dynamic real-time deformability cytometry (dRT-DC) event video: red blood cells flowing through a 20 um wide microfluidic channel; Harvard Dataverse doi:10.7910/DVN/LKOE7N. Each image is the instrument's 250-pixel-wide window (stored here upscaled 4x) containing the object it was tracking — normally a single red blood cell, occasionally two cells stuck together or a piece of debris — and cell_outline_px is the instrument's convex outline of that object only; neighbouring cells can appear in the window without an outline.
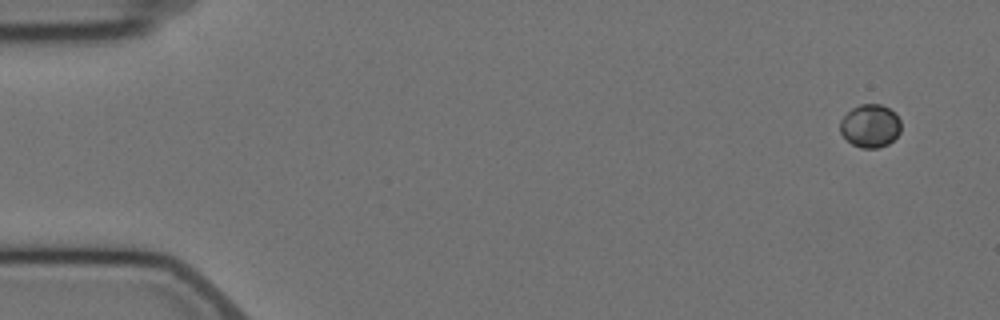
{"species": "Egyptian fruit bat (a non-hibernating species)", "species_latin": "Rousettus aegyptiacus", "temperature_condition": "cold", "stored_images_in_passage": 5, "camera_frame_rate_fps": 3000, "um_per_image_px": 0.085, "animal": {"sex": "female"}, "frame": {"image": 1, "passage_image": 1, "time_ms": 0.0, "image_size_px": [1000, 320], "cell_outline_px": [[900, 132], [888, 144], [876, 148], [860, 148], [852, 144], [840, 132], [840, 120], [852, 108], [860, 104], [880, 104], [896, 112], [900, 120]], "centroid_in_image_um": [73.97, 10.69], "position_along_channel_um": 11.0, "area_um2": 15.26}}
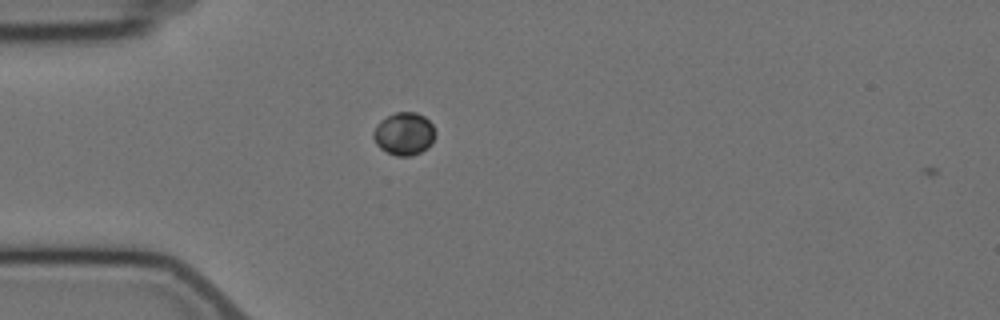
{"frame": {"image": 2, "passage_image": 4, "time_ms": 4.333, "image_size_px": [1000, 320], "cell_outline_px": [[436, 132], [432, 144], [420, 152], [412, 156], [396, 156], [380, 148], [376, 144], [372, 136], [372, 132], [376, 124], [380, 120], [396, 112], [416, 112], [424, 116], [432, 124]], "centroid_in_image_um": [34.34, 11.37], "position_along_channel_um": 50.7, "area_um2": 15.55}}